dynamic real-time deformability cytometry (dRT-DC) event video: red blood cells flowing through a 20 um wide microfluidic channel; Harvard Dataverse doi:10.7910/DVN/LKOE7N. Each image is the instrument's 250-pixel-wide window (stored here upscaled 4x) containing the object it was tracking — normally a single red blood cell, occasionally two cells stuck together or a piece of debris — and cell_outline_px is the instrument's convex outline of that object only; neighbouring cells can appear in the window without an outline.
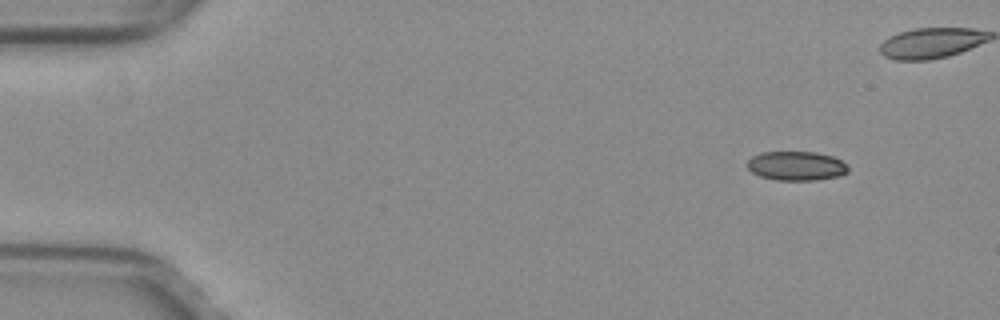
{"species": "common noctule bat (a hibernating species)", "species_latin": "Nyctalus noctula", "temperature_condition": "warm", "stored_images_in_passage": 25, "camera_frame_rate_fps": 3000, "um_per_image_px": 0.085, "animal": {"sex": "female", "body_mass_g": 29.2, "forearm_length_mm": 56.3}, "frame": {"image": 1, "passage_image": 1, "time_ms": 0.0, "image_size_px": [1000, 320], "cell_outline_px": [[848, 172], [840, 176], [816, 180], [776, 180], [760, 176], [752, 172], [748, 168], [748, 160], [752, 156], [760, 152], [816, 152], [832, 156], [848, 164]], "centroid_in_image_um": [67.71, 14.1], "position_along_channel_um": 17.3, "area_um2": 17.22}}
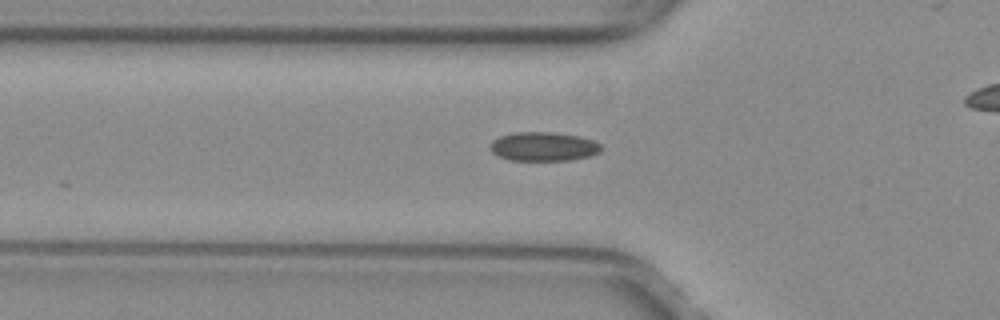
{"frame": {"image": 2, "passage_image": 14, "time_ms": 4.333, "image_size_px": [1000, 320], "cell_outline_px": [[600, 152], [588, 156], [572, 160], [508, 160], [496, 156], [488, 148], [492, 140], [500, 136], [516, 132], [552, 132], [576, 136], [592, 140], [600, 144]], "centroid_in_image_um": [46.12, 12.46], "position_along_channel_um": 79.7, "area_um2": 18.73}}
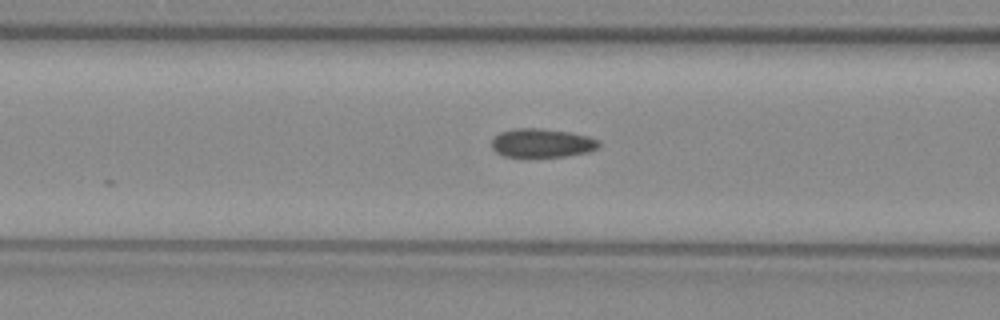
{"frame": {"image": 3, "passage_image": 17, "time_ms": 5.333, "image_size_px": [1000, 320], "cell_outline_px": [[600, 144], [596, 148], [588, 152], [564, 156], [504, 156], [496, 152], [492, 148], [492, 140], [500, 132], [512, 128], [540, 128], [568, 132], [588, 136], [600, 140]], "centroid_in_image_um": [46.06, 12.14], "position_along_channel_um": 120.5, "area_um2": 17.8}}